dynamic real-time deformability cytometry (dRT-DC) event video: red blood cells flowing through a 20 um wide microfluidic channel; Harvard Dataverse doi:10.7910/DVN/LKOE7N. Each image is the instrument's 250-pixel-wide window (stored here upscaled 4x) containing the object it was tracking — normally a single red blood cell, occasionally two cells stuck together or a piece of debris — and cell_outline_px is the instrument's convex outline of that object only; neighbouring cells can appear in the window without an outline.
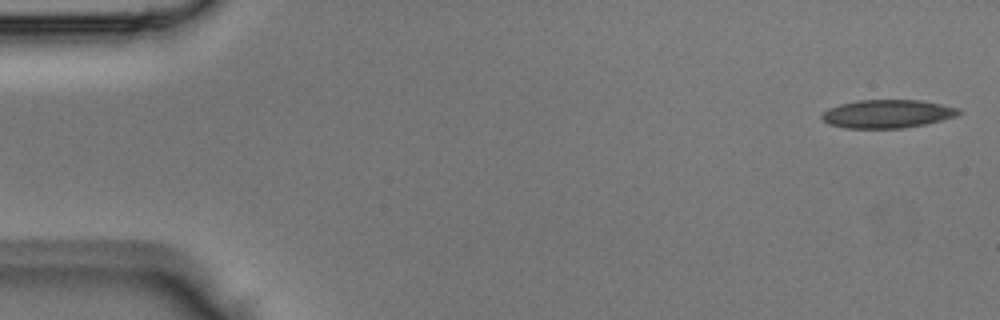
{"species": "Egyptian fruit bat (a non-hibernating species)", "species_latin": "Rousettus aegyptiacus", "temperature_condition": "room temperature", "stored_images_in_passage": 4, "camera_frame_rate_fps": 3000, "um_per_image_px": 0.085, "animal": {"sex": "male"}, "frame": {"image": 1, "passage_image": 1, "time_ms": 0.0, "image_size_px": [1000, 320], "cell_outline_px": [[964, 112], [960, 116], [924, 124], [904, 128], [844, 128], [828, 124], [820, 116], [828, 108], [840, 104], [860, 100], [920, 100], [960, 108]], "centroid_in_image_um": [75.47, 9.68], "position_along_channel_um": 9.5, "area_um2": 22.72}}